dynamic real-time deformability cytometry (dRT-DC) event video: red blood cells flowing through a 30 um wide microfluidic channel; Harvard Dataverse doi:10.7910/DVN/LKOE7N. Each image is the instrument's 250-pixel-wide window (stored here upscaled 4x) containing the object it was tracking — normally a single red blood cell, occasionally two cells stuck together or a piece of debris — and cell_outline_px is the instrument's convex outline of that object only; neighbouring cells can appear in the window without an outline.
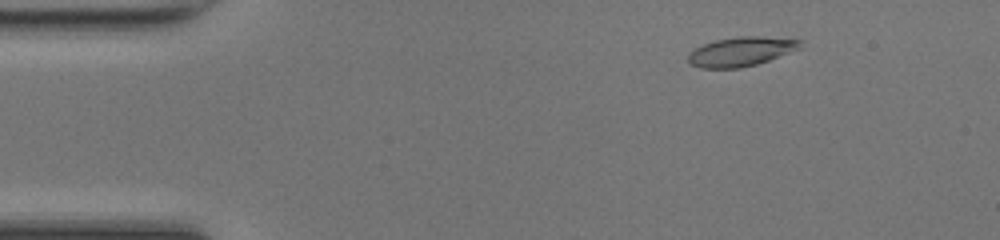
{"species": "common noctule bat (a hibernating species)", "species_latin": "Nyctalus noctula", "temperature_condition": "room temperature", "stored_images_in_passage": 48, "camera_frame_rate_fps": 3000, "um_per_image_px": 0.085, "animal": {"sex": "female", "body_mass_g": 17.0, "forearm_length_mm": 48.0}, "frame": {"image": 1, "passage_image": 6, "time_ms": 1.667, "image_size_px": [1000, 240], "cell_outline_px": [[800, 48], [768, 60], [756, 64], [740, 68], [700, 68], [688, 64], [688, 52], [704, 44], [716, 40], [740, 36], [760, 36], [800, 40]], "centroid_in_image_um": [62.92, 4.39], "position_along_channel_um": 22.1, "area_um2": 18.9}}
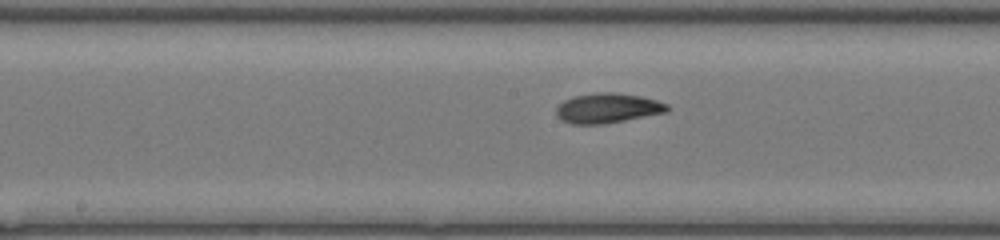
{"frame": {"image": 2, "passage_image": 24, "time_ms": 7.667, "image_size_px": [1000, 240], "cell_outline_px": [[672, 108], [668, 112], [604, 124], [572, 124], [560, 120], [556, 116], [556, 108], [564, 100], [576, 96], [600, 92], [612, 92], [640, 96], [656, 100], [668, 104]], "centroid_in_image_um": [51.67, 9.2], "position_along_channel_um": 196.5, "area_um2": 19.36}}
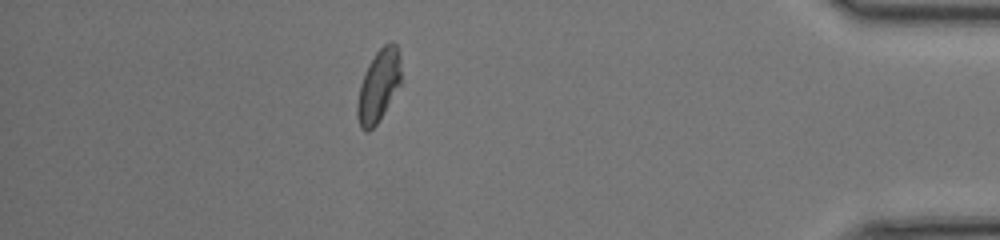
{"frame": {"image": 3, "passage_image": 42, "time_ms": 13.667, "image_size_px": [1000, 240], "cell_outline_px": [[400, 84], [376, 124], [368, 132], [364, 132], [360, 128], [356, 116], [356, 104], [360, 84], [364, 72], [368, 64], [376, 52], [384, 44], [392, 40], [396, 44], [400, 56]], "centroid_in_image_um": [32.14, 7.28], "position_along_channel_um": 403.1, "area_um2": 18.38}, "authors_computed_cell_mechanics": {"area_um2": 18.7561, "velocity_mm_per_s": 4.2596, "shape_relaxation_time_tau1_ms": 4.9914, "shape_relaxation_time_tau2_ms": 1.8619, "deformation_change_tau1": 0.1561, "deformation_change_tau2": 0.0738}}